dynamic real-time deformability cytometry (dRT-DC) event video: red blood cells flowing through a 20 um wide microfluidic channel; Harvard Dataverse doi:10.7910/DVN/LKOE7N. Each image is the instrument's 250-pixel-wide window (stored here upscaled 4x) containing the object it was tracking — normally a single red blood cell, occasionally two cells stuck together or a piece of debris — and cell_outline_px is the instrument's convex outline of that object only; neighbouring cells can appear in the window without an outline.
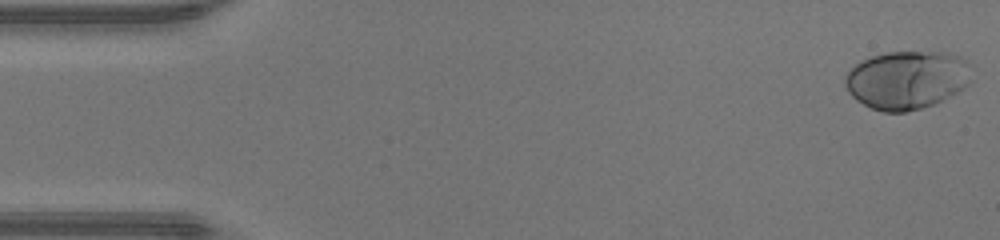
{"species": "human", "species_latin": "Homo sapiens", "temperature_condition": "warm", "stored_images_in_passage": 47, "camera_frame_rate_fps": 3000, "um_per_image_px": 0.085, "donor": {"sex": "male"}, "frame": {"image": 1, "passage_image": 1, "time_ms": 0.0, "image_size_px": [1000, 240], "cell_outline_px": [[972, 80], [964, 88], [936, 104], [904, 112], [884, 112], [872, 108], [856, 100], [848, 92], [844, 84], [844, 76], [856, 64], [872, 56], [888, 52], [948, 52], [960, 56], [964, 60]], "centroid_in_image_um": [77.07, 6.8], "position_along_channel_um": 7.9, "area_um2": 42.89}}
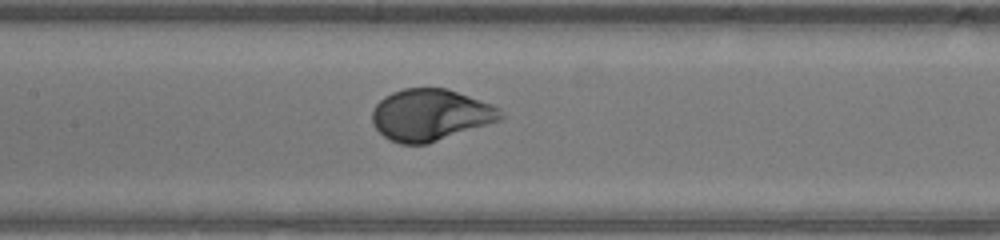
{"frame": {"image": 2, "passage_image": 22, "time_ms": 7.0, "image_size_px": [1000, 240], "cell_outline_px": [[504, 116], [500, 120], [428, 144], [400, 144], [384, 136], [372, 124], [372, 108], [384, 96], [392, 92], [404, 88], [448, 88], [492, 104], [500, 108]], "centroid_in_image_um": [36.58, 9.76], "position_along_channel_um": 170.8, "area_um2": 38.73}}
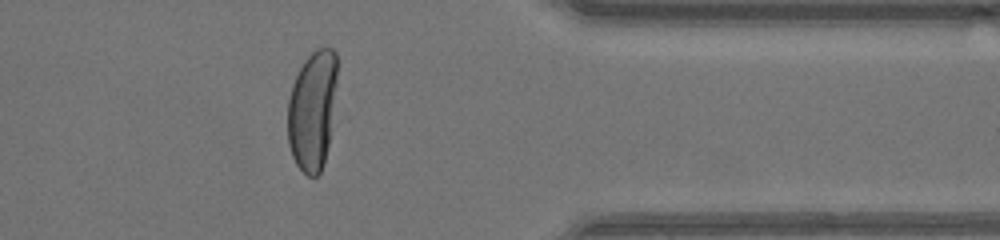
{"frame": {"image": 3, "passage_image": 38, "time_ms": 12.333, "image_size_px": [1000, 240], "cell_outline_px": [[336, 84], [328, 144], [324, 160], [320, 172], [316, 176], [308, 176], [296, 164], [292, 156], [288, 144], [288, 100], [292, 84], [304, 60], [316, 48], [332, 48], [336, 52]], "centroid_in_image_um": [26.53, 9.35], "position_along_channel_um": 384.9, "area_um2": 34.1}, "authors_computed_cell_mechanics": {"area_um2": 40.2288, "velocity_mm_per_s": 4.3323, "shape_relaxation_time_tau1_ms": 2.3789, "shape_relaxation_time_tau2_ms": null, "deformation_change_tau1": 0.19, "deformation_change_tau2": null}}